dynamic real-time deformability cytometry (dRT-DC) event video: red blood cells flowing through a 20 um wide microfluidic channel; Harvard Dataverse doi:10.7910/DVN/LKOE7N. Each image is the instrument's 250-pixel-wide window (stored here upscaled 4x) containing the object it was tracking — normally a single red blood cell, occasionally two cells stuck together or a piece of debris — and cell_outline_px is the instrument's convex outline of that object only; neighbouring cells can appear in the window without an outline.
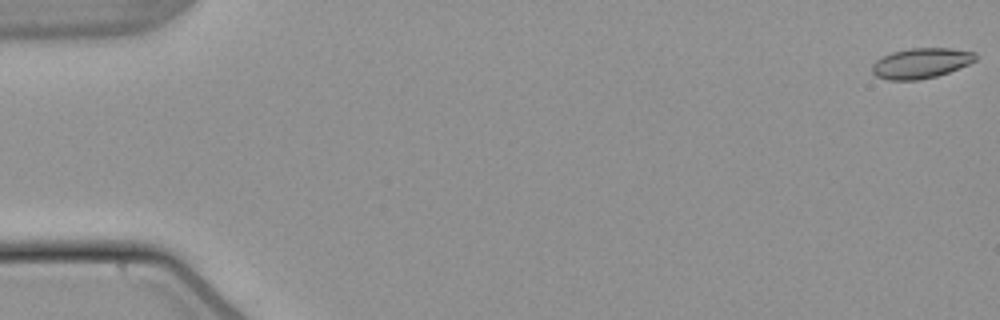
{"species": "common noctule bat (a hibernating species)", "species_latin": "Nyctalus noctula", "temperature_condition": "warm", "stored_images_in_passage": 16, "camera_frame_rate_fps": 3000, "um_per_image_px": 0.085, "animal": {"sex": "male", "body_mass_g": 21.5, "forearm_length_mm": 52.0}, "frame": {"image": 1, "passage_image": 1, "time_ms": 0.0, "image_size_px": [1000, 320], "cell_outline_px": [[976, 60], [968, 64], [948, 72], [936, 76], [916, 80], [888, 80], [876, 76], [872, 72], [872, 64], [880, 56], [892, 52], [908, 48], [952, 48], [976, 52]], "centroid_in_image_um": [78.26, 5.36], "position_along_channel_um": 6.7, "area_um2": 18.32}}
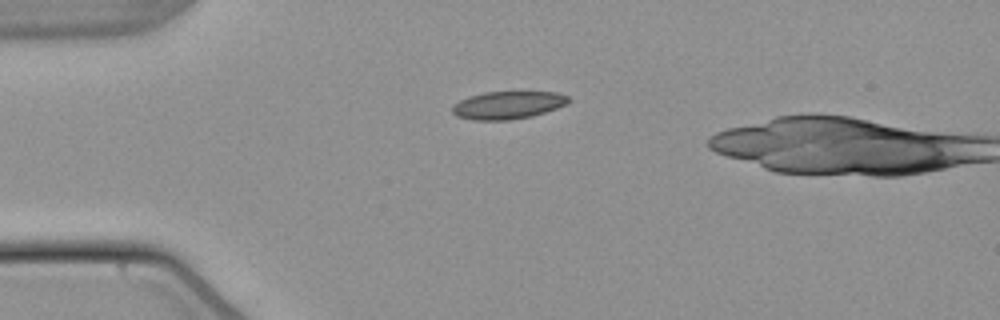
{"frame": {"image": 2, "passage_image": 14, "time_ms": 4.333, "image_size_px": [1000, 320], "cell_outline_px": [[572, 100], [556, 108], [532, 116], [508, 120], [472, 120], [456, 116], [452, 112], [452, 104], [468, 96], [484, 92], [556, 92], [568, 96]], "centroid_in_image_um": [43.12, 8.93], "position_along_channel_um": 41.9, "area_um2": 18.79}}